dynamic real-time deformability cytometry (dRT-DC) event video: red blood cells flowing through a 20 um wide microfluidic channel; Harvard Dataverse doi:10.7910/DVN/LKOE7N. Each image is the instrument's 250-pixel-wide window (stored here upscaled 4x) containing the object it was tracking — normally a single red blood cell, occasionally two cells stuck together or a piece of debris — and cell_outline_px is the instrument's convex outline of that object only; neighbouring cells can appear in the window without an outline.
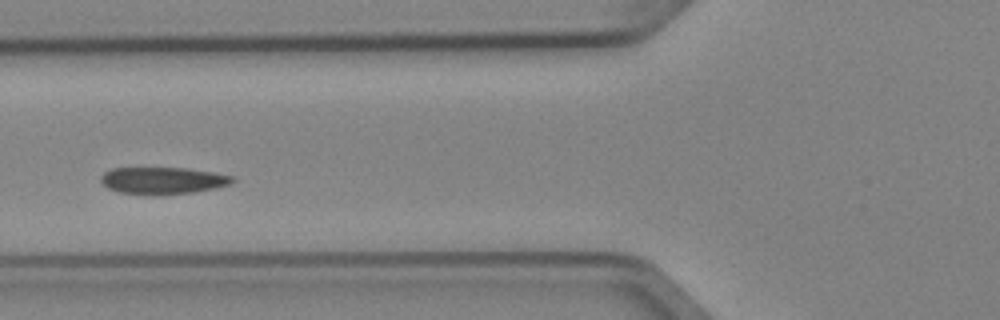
{"species": "Egyptian fruit bat (a non-hibernating species)", "species_latin": "Rousettus aegyptiacus", "temperature_condition": "cold", "stored_images_in_passage": 7, "segment_of_instrument_passage": [2, 2], "camera_frame_rate_fps": 3000, "um_per_image_px": 0.085, "animal": {"sex": "female"}, "frame": {"image": 1, "passage_image": 6, "time_ms": 1.667, "image_size_px": [1000, 320], "cell_outline_px": [[236, 180], [232, 184], [192, 192], [120, 192], [108, 188], [100, 180], [100, 176], [104, 172], [112, 168], [188, 168], [212, 172], [232, 176]], "centroid_in_image_um": [13.85, 15.29], "position_along_channel_um": 111.9, "area_um2": 19.71}}